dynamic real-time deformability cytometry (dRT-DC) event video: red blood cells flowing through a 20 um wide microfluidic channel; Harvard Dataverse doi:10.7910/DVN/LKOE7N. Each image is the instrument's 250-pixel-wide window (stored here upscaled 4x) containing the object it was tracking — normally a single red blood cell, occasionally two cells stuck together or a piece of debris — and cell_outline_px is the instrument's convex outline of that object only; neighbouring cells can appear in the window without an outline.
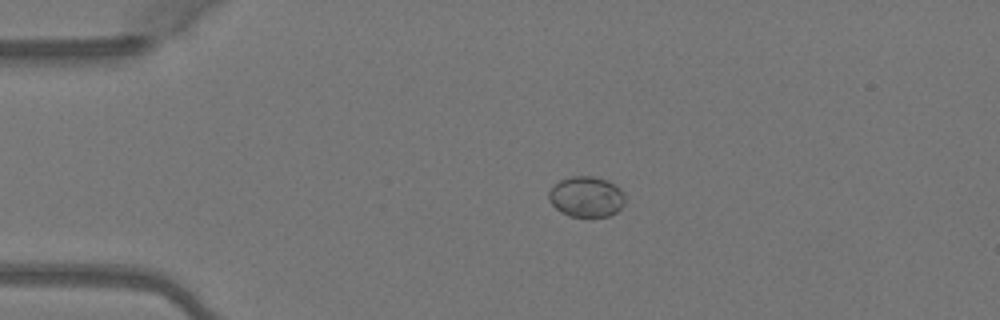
{"species": "Egyptian fruit bat (a non-hibernating species)", "species_latin": "Rousettus aegyptiacus", "temperature_condition": "warm", "stored_images_in_passage": 4, "camera_frame_rate_fps": 3000, "um_per_image_px": 0.085, "animal": {"sex": "female"}, "frame": {"image": 1, "passage_image": 3, "time_ms": 0.667, "image_size_px": [1000, 320], "cell_outline_px": [[624, 204], [616, 212], [608, 216], [568, 216], [560, 212], [548, 200], [548, 192], [560, 180], [572, 176], [592, 176], [608, 180], [620, 188], [624, 196]], "centroid_in_image_um": [49.83, 16.72], "position_along_channel_um": 35.2, "area_um2": 17.98}}